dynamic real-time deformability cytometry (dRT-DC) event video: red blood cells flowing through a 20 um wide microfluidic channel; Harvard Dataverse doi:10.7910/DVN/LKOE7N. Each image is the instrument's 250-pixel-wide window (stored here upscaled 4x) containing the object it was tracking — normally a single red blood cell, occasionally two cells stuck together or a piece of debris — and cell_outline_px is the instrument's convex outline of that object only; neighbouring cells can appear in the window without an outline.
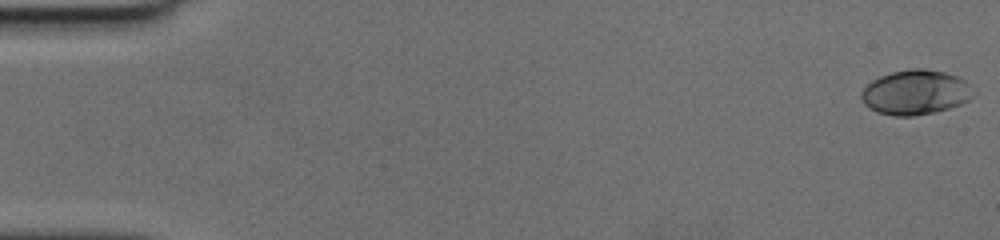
{"species": "human", "species_latin": "Homo sapiens", "temperature_condition": "cold", "stored_images_in_passage": 51, "camera_frame_rate_fps": 3000, "um_per_image_px": 0.085, "donor": {"sex": "female"}, "frame": {"image": 1, "passage_image": 1, "time_ms": 0.0, "image_size_px": [1000, 240], "cell_outline_px": [[976, 92], [968, 100], [960, 104], [948, 108], [932, 112], [912, 116], [896, 116], [876, 112], [868, 108], [864, 104], [860, 96], [860, 92], [872, 80], [880, 76], [892, 72], [912, 68], [924, 68], [944, 72], [956, 76], [964, 80]], "centroid_in_image_um": [77.79, 7.85], "position_along_channel_um": 7.2, "area_um2": 29.13}}
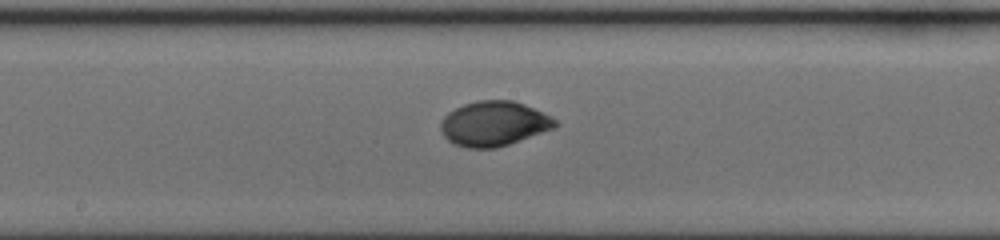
{"frame": {"image": 2, "passage_image": 28, "time_ms": 9.0, "image_size_px": [1000, 240], "cell_outline_px": [[556, 124], [552, 128], [508, 144], [496, 148], [468, 148], [452, 144], [444, 136], [440, 128], [440, 124], [444, 116], [448, 112], [464, 104], [476, 100], [512, 100], [524, 104], [556, 120]], "centroid_in_image_um": [41.9, 10.51], "position_along_channel_um": 206.3, "area_um2": 29.42}}
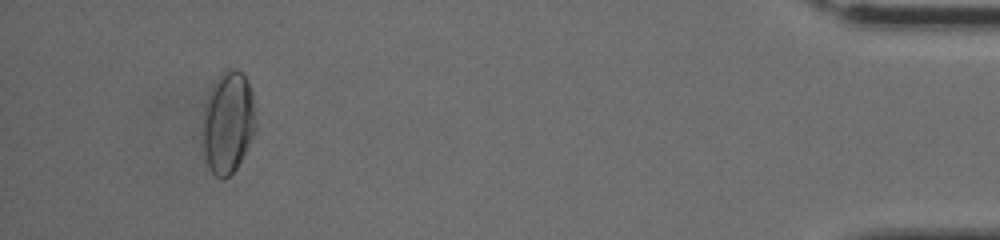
{"frame": {"image": 3, "passage_image": 48, "time_ms": 15.667, "image_size_px": [1000, 240], "cell_outline_px": [[252, 136], [236, 168], [228, 176], [216, 176], [208, 168], [204, 160], [204, 108], [212, 84], [220, 72], [228, 68], [236, 68], [244, 76], [248, 84], [252, 96]], "centroid_in_image_um": [19.32, 10.37], "position_along_channel_um": 415.9, "area_um2": 30.35}}